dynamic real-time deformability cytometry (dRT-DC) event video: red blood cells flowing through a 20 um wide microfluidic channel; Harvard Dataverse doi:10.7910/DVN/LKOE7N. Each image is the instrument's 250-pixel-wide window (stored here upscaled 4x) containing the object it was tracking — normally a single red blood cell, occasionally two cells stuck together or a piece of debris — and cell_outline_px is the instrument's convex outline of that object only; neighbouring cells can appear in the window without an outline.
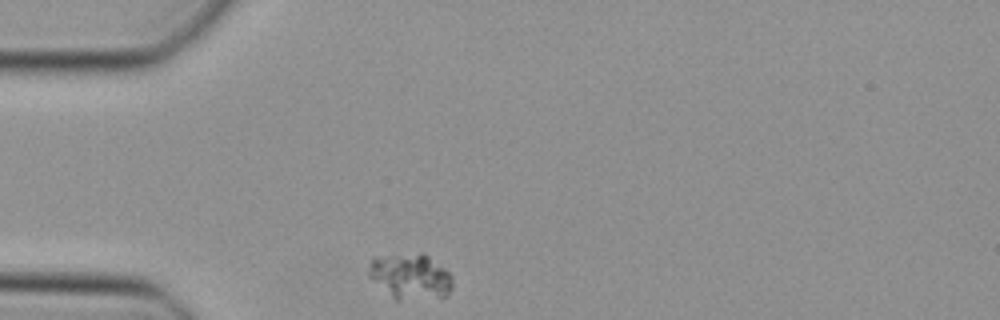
{"species": "Egyptian fruit bat (a non-hibernating species)", "species_latin": "Rousettus aegyptiacus", "temperature_condition": "cold", "stored_images_in_passage": 38, "camera_frame_rate_fps": 3000, "um_per_image_px": 0.085, "animal": {"sex": "female"}, "frame": {"image": 1, "passage_image": 1, "time_ms": 0.0, "image_size_px": [1000, 320], "cell_outline_px": [[452, 288], [448, 296], [400, 300], [396, 300], [372, 280], [368, 276], [368, 272], [372, 256], [420, 252], [424, 252], [444, 268], [452, 276]], "centroid_in_image_um": [34.87, 23.46], "position_along_channel_um": 50.1, "area_um2": 22.48}}
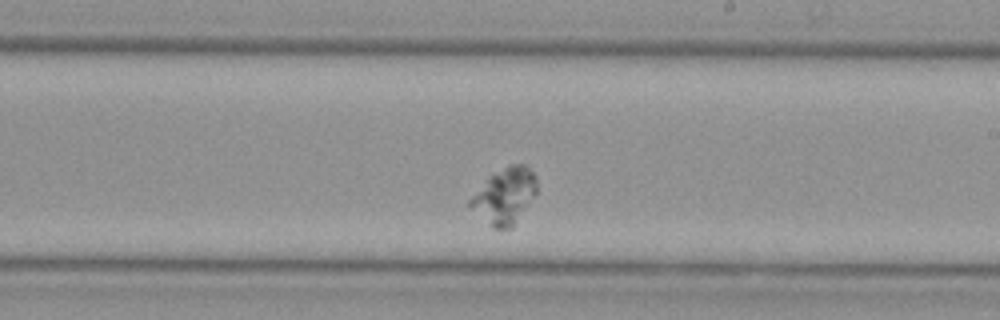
{"frame": {"image": 2, "passage_image": 17, "time_ms": 5.333, "image_size_px": [1000, 320], "cell_outline_px": [[536, 192], [512, 228], [492, 228], [468, 204], [468, 200], [488, 176], [508, 164], [524, 164], [536, 176]], "centroid_in_image_um": [42.88, 16.63], "position_along_channel_um": 246.1, "area_um2": 21.39}}
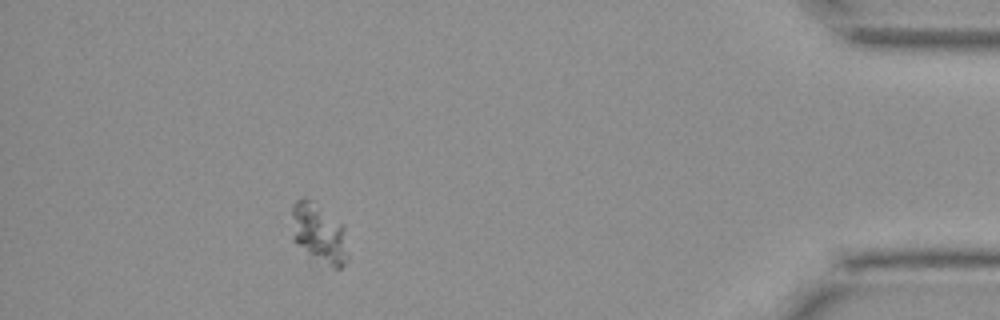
{"frame": {"image": 3, "passage_image": 33, "time_ms": 10.667, "image_size_px": [1000, 320], "cell_outline_px": [[348, 260], [340, 268], [332, 268], [296, 244], [292, 240], [292, 204], [300, 196], [304, 196], [312, 200], [344, 224], [348, 252]], "centroid_in_image_um": [27.12, 19.78], "position_along_channel_um": 408.1, "area_um2": 19.77}}